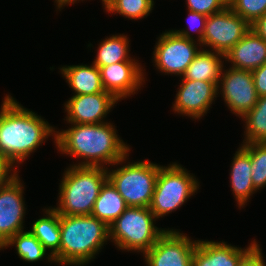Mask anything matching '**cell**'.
Listing matches in <instances>:
<instances>
[{"label":"cell","mask_w":266,"mask_h":266,"mask_svg":"<svg viewBox=\"0 0 266 266\" xmlns=\"http://www.w3.org/2000/svg\"><path fill=\"white\" fill-rule=\"evenodd\" d=\"M217 93H221L228 109L239 118L248 113L259 99L252 71L232 67L222 68Z\"/></svg>","instance_id":"obj_10"},{"label":"cell","mask_w":266,"mask_h":266,"mask_svg":"<svg viewBox=\"0 0 266 266\" xmlns=\"http://www.w3.org/2000/svg\"><path fill=\"white\" fill-rule=\"evenodd\" d=\"M154 0H114L105 10L131 20H140L150 15Z\"/></svg>","instance_id":"obj_27"},{"label":"cell","mask_w":266,"mask_h":266,"mask_svg":"<svg viewBox=\"0 0 266 266\" xmlns=\"http://www.w3.org/2000/svg\"><path fill=\"white\" fill-rule=\"evenodd\" d=\"M59 264L84 266L110 240L109 226L92 215H60Z\"/></svg>","instance_id":"obj_3"},{"label":"cell","mask_w":266,"mask_h":266,"mask_svg":"<svg viewBox=\"0 0 266 266\" xmlns=\"http://www.w3.org/2000/svg\"><path fill=\"white\" fill-rule=\"evenodd\" d=\"M262 249L257 243L239 262L238 266H266L262 256Z\"/></svg>","instance_id":"obj_31"},{"label":"cell","mask_w":266,"mask_h":266,"mask_svg":"<svg viewBox=\"0 0 266 266\" xmlns=\"http://www.w3.org/2000/svg\"><path fill=\"white\" fill-rule=\"evenodd\" d=\"M252 76L259 97L266 96V63L252 70Z\"/></svg>","instance_id":"obj_32"},{"label":"cell","mask_w":266,"mask_h":266,"mask_svg":"<svg viewBox=\"0 0 266 266\" xmlns=\"http://www.w3.org/2000/svg\"><path fill=\"white\" fill-rule=\"evenodd\" d=\"M127 207L123 197L107 179L100 189L91 215L110 226Z\"/></svg>","instance_id":"obj_22"},{"label":"cell","mask_w":266,"mask_h":266,"mask_svg":"<svg viewBox=\"0 0 266 266\" xmlns=\"http://www.w3.org/2000/svg\"><path fill=\"white\" fill-rule=\"evenodd\" d=\"M222 59H224V54L202 48L180 78L218 82L222 68H224Z\"/></svg>","instance_id":"obj_21"},{"label":"cell","mask_w":266,"mask_h":266,"mask_svg":"<svg viewBox=\"0 0 266 266\" xmlns=\"http://www.w3.org/2000/svg\"><path fill=\"white\" fill-rule=\"evenodd\" d=\"M160 168V164L149 160L128 162L111 171L107 167V179L128 207H149Z\"/></svg>","instance_id":"obj_6"},{"label":"cell","mask_w":266,"mask_h":266,"mask_svg":"<svg viewBox=\"0 0 266 266\" xmlns=\"http://www.w3.org/2000/svg\"><path fill=\"white\" fill-rule=\"evenodd\" d=\"M117 101L109 92L73 95L64 104L67 112L66 121L72 124L104 123V117Z\"/></svg>","instance_id":"obj_15"},{"label":"cell","mask_w":266,"mask_h":266,"mask_svg":"<svg viewBox=\"0 0 266 266\" xmlns=\"http://www.w3.org/2000/svg\"><path fill=\"white\" fill-rule=\"evenodd\" d=\"M15 246L18 256L26 262H37L43 260L47 255L49 262H55L54 258L47 252L40 241L29 231H21L11 237L1 248ZM46 255V256H45Z\"/></svg>","instance_id":"obj_24"},{"label":"cell","mask_w":266,"mask_h":266,"mask_svg":"<svg viewBox=\"0 0 266 266\" xmlns=\"http://www.w3.org/2000/svg\"><path fill=\"white\" fill-rule=\"evenodd\" d=\"M114 0H102L104 9H106Z\"/></svg>","instance_id":"obj_36"},{"label":"cell","mask_w":266,"mask_h":266,"mask_svg":"<svg viewBox=\"0 0 266 266\" xmlns=\"http://www.w3.org/2000/svg\"><path fill=\"white\" fill-rule=\"evenodd\" d=\"M18 174L0 189V250L18 232L24 231V186Z\"/></svg>","instance_id":"obj_12"},{"label":"cell","mask_w":266,"mask_h":266,"mask_svg":"<svg viewBox=\"0 0 266 266\" xmlns=\"http://www.w3.org/2000/svg\"><path fill=\"white\" fill-rule=\"evenodd\" d=\"M50 135L55 140L53 126L6 94L0 109V156L13 166L21 164Z\"/></svg>","instance_id":"obj_2"},{"label":"cell","mask_w":266,"mask_h":266,"mask_svg":"<svg viewBox=\"0 0 266 266\" xmlns=\"http://www.w3.org/2000/svg\"><path fill=\"white\" fill-rule=\"evenodd\" d=\"M251 172L250 155L240 146L233 156L230 171V186L240 208L257 192L252 184Z\"/></svg>","instance_id":"obj_18"},{"label":"cell","mask_w":266,"mask_h":266,"mask_svg":"<svg viewBox=\"0 0 266 266\" xmlns=\"http://www.w3.org/2000/svg\"><path fill=\"white\" fill-rule=\"evenodd\" d=\"M173 104V111L195 119H200L210 110L215 101L218 82L181 79Z\"/></svg>","instance_id":"obj_13"},{"label":"cell","mask_w":266,"mask_h":266,"mask_svg":"<svg viewBox=\"0 0 266 266\" xmlns=\"http://www.w3.org/2000/svg\"><path fill=\"white\" fill-rule=\"evenodd\" d=\"M251 158V178L258 191L266 186V142L240 145Z\"/></svg>","instance_id":"obj_26"},{"label":"cell","mask_w":266,"mask_h":266,"mask_svg":"<svg viewBox=\"0 0 266 266\" xmlns=\"http://www.w3.org/2000/svg\"><path fill=\"white\" fill-rule=\"evenodd\" d=\"M70 124L71 128L56 131L54 143L62 154L83 159L74 166L115 167L129 157L131 148L118 137L112 123Z\"/></svg>","instance_id":"obj_1"},{"label":"cell","mask_w":266,"mask_h":266,"mask_svg":"<svg viewBox=\"0 0 266 266\" xmlns=\"http://www.w3.org/2000/svg\"><path fill=\"white\" fill-rule=\"evenodd\" d=\"M136 61H124L100 67L101 82L105 91L111 93L119 102L134 95L145 83L143 67Z\"/></svg>","instance_id":"obj_14"},{"label":"cell","mask_w":266,"mask_h":266,"mask_svg":"<svg viewBox=\"0 0 266 266\" xmlns=\"http://www.w3.org/2000/svg\"><path fill=\"white\" fill-rule=\"evenodd\" d=\"M188 14H189L188 15L189 28L191 31L192 30L196 31V33L198 34V38L196 40L197 42L201 43L204 31H205L206 19L208 16L201 14V13L189 11V10H188ZM195 31H192V32H195Z\"/></svg>","instance_id":"obj_30"},{"label":"cell","mask_w":266,"mask_h":266,"mask_svg":"<svg viewBox=\"0 0 266 266\" xmlns=\"http://www.w3.org/2000/svg\"><path fill=\"white\" fill-rule=\"evenodd\" d=\"M187 9L210 16L228 6V0H186Z\"/></svg>","instance_id":"obj_29"},{"label":"cell","mask_w":266,"mask_h":266,"mask_svg":"<svg viewBox=\"0 0 266 266\" xmlns=\"http://www.w3.org/2000/svg\"><path fill=\"white\" fill-rule=\"evenodd\" d=\"M16 174H18V171H16L14 166L5 158L0 156V189L3 188L10 180H12Z\"/></svg>","instance_id":"obj_33"},{"label":"cell","mask_w":266,"mask_h":266,"mask_svg":"<svg viewBox=\"0 0 266 266\" xmlns=\"http://www.w3.org/2000/svg\"><path fill=\"white\" fill-rule=\"evenodd\" d=\"M250 28L266 41V13L252 23Z\"/></svg>","instance_id":"obj_34"},{"label":"cell","mask_w":266,"mask_h":266,"mask_svg":"<svg viewBox=\"0 0 266 266\" xmlns=\"http://www.w3.org/2000/svg\"><path fill=\"white\" fill-rule=\"evenodd\" d=\"M149 207H127L109 226L110 240L119 250L147 252L167 231L155 226Z\"/></svg>","instance_id":"obj_5"},{"label":"cell","mask_w":266,"mask_h":266,"mask_svg":"<svg viewBox=\"0 0 266 266\" xmlns=\"http://www.w3.org/2000/svg\"><path fill=\"white\" fill-rule=\"evenodd\" d=\"M198 240L169 228L143 254L146 266H192L193 252Z\"/></svg>","instance_id":"obj_11"},{"label":"cell","mask_w":266,"mask_h":266,"mask_svg":"<svg viewBox=\"0 0 266 266\" xmlns=\"http://www.w3.org/2000/svg\"><path fill=\"white\" fill-rule=\"evenodd\" d=\"M44 210L46 215L34 221L30 232L50 251L55 263H59L60 215L53 207Z\"/></svg>","instance_id":"obj_20"},{"label":"cell","mask_w":266,"mask_h":266,"mask_svg":"<svg viewBox=\"0 0 266 266\" xmlns=\"http://www.w3.org/2000/svg\"><path fill=\"white\" fill-rule=\"evenodd\" d=\"M250 30V24L229 6L207 17L201 47L227 53Z\"/></svg>","instance_id":"obj_9"},{"label":"cell","mask_w":266,"mask_h":266,"mask_svg":"<svg viewBox=\"0 0 266 266\" xmlns=\"http://www.w3.org/2000/svg\"><path fill=\"white\" fill-rule=\"evenodd\" d=\"M107 180V168L70 165L59 185V215H91L100 189Z\"/></svg>","instance_id":"obj_4"},{"label":"cell","mask_w":266,"mask_h":266,"mask_svg":"<svg viewBox=\"0 0 266 266\" xmlns=\"http://www.w3.org/2000/svg\"><path fill=\"white\" fill-rule=\"evenodd\" d=\"M257 244L255 239L247 248L224 241L198 240L193 252L192 266H238L240 260Z\"/></svg>","instance_id":"obj_16"},{"label":"cell","mask_w":266,"mask_h":266,"mask_svg":"<svg viewBox=\"0 0 266 266\" xmlns=\"http://www.w3.org/2000/svg\"><path fill=\"white\" fill-rule=\"evenodd\" d=\"M228 6L250 25L266 13V0H228Z\"/></svg>","instance_id":"obj_28"},{"label":"cell","mask_w":266,"mask_h":266,"mask_svg":"<svg viewBox=\"0 0 266 266\" xmlns=\"http://www.w3.org/2000/svg\"><path fill=\"white\" fill-rule=\"evenodd\" d=\"M129 39L124 34L112 35L100 42L93 64L98 68L124 61H136L130 57Z\"/></svg>","instance_id":"obj_23"},{"label":"cell","mask_w":266,"mask_h":266,"mask_svg":"<svg viewBox=\"0 0 266 266\" xmlns=\"http://www.w3.org/2000/svg\"><path fill=\"white\" fill-rule=\"evenodd\" d=\"M77 1H80V0H55L54 2L57 4L56 6L58 7L57 9L61 10V8L63 6H65L66 4L67 5H70V4H74L76 3ZM83 1V0H82Z\"/></svg>","instance_id":"obj_35"},{"label":"cell","mask_w":266,"mask_h":266,"mask_svg":"<svg viewBox=\"0 0 266 266\" xmlns=\"http://www.w3.org/2000/svg\"><path fill=\"white\" fill-rule=\"evenodd\" d=\"M242 120L246 123L243 143L266 142V96L259 97L255 106L242 117Z\"/></svg>","instance_id":"obj_25"},{"label":"cell","mask_w":266,"mask_h":266,"mask_svg":"<svg viewBox=\"0 0 266 266\" xmlns=\"http://www.w3.org/2000/svg\"><path fill=\"white\" fill-rule=\"evenodd\" d=\"M60 70L74 91V95L107 92L101 82L100 69L93 63L91 66L86 64L63 66Z\"/></svg>","instance_id":"obj_19"},{"label":"cell","mask_w":266,"mask_h":266,"mask_svg":"<svg viewBox=\"0 0 266 266\" xmlns=\"http://www.w3.org/2000/svg\"><path fill=\"white\" fill-rule=\"evenodd\" d=\"M225 61L230 67L243 70H254L266 63V41L251 28L227 53Z\"/></svg>","instance_id":"obj_17"},{"label":"cell","mask_w":266,"mask_h":266,"mask_svg":"<svg viewBox=\"0 0 266 266\" xmlns=\"http://www.w3.org/2000/svg\"><path fill=\"white\" fill-rule=\"evenodd\" d=\"M157 41L153 51V63L161 73L175 74L180 77L202 49L201 44L196 43L190 31L184 28L165 31Z\"/></svg>","instance_id":"obj_8"},{"label":"cell","mask_w":266,"mask_h":266,"mask_svg":"<svg viewBox=\"0 0 266 266\" xmlns=\"http://www.w3.org/2000/svg\"><path fill=\"white\" fill-rule=\"evenodd\" d=\"M198 189L196 177L180 164L161 165L149 209L157 219L163 217L181 207Z\"/></svg>","instance_id":"obj_7"}]
</instances>
